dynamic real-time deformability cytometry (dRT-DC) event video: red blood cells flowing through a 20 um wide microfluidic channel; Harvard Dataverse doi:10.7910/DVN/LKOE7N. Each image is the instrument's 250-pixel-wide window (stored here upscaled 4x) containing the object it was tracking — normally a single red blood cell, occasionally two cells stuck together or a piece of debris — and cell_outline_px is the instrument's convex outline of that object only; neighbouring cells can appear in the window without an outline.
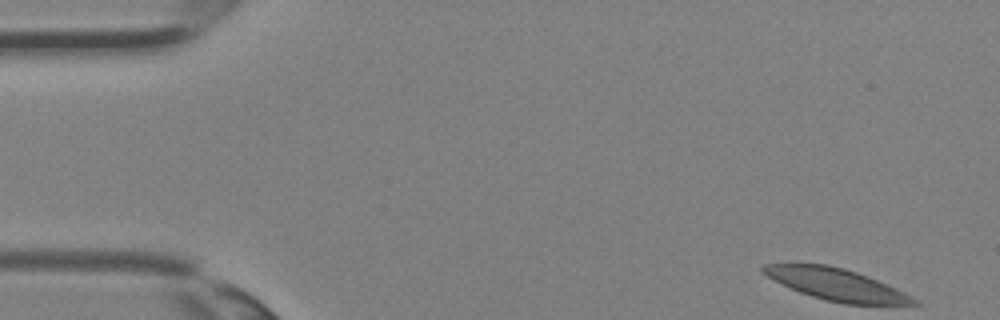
{"species": "Egyptian fruit bat (a non-hibernating species)", "species_latin": "Rousettus aegyptiacus", "temperature_condition": "room temperature", "stored_images_in_passage": 35, "camera_frame_rate_fps": 3000, "um_per_image_px": 0.085, "animal": {"sex": "female"}, "frame": {"image": 1, "passage_image": 1, "time_ms": 0.0, "image_size_px": [1000, 320], "cell_outline_px": [[920, 304], [844, 304], [812, 296], [800, 292], [760, 272], [760, 268], [764, 264], [828, 264], [844, 268], [868, 276], [896, 288], [904, 292], [916, 300]], "centroid_in_image_um": [71.08, 24.16], "position_along_channel_um": 13.9, "area_um2": 27.4}}
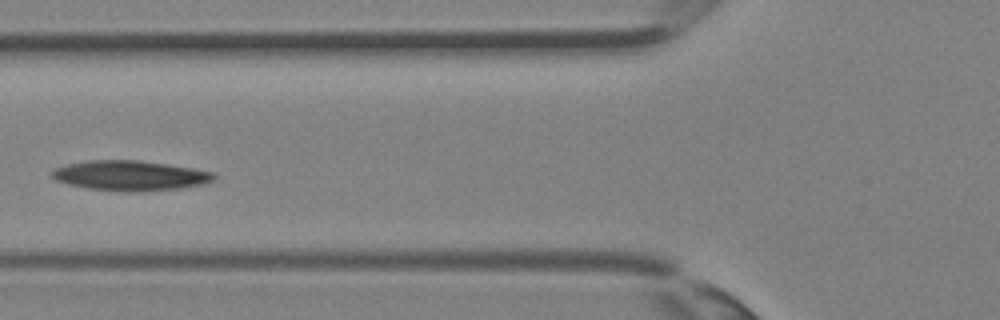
{"frame": {"image": 2, "passage_image": 13, "time_ms": 4.0, "image_size_px": [1000, 320], "cell_outline_px": [[216, 176], [212, 180], [204, 184], [180, 188], [128, 192], [88, 188], [68, 184], [56, 180], [52, 176], [52, 172], [56, 168], [68, 164], [84, 160], [140, 160], [192, 168], [212, 172]], "centroid_in_image_um": [11.05, 14.92], "position_along_channel_um": 114.8, "area_um2": 28.03}}
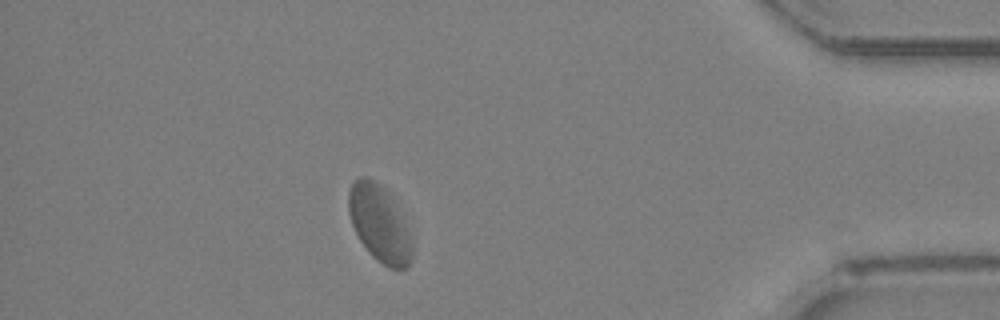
{"frame": {"image": 3, "passage_image": 31, "time_ms": 10.0, "image_size_px": [1000, 320], "cell_outline_px": [[412, 256], [408, 264], [404, 268], [388, 268], [376, 260], [372, 256], [360, 240], [352, 224], [348, 212], [348, 192], [352, 184], [360, 176], [368, 176], [376, 180], [392, 196], [412, 240]], "centroid_in_image_um": [32.23, 18.98], "position_along_channel_um": 403.0, "area_um2": 28.21}}